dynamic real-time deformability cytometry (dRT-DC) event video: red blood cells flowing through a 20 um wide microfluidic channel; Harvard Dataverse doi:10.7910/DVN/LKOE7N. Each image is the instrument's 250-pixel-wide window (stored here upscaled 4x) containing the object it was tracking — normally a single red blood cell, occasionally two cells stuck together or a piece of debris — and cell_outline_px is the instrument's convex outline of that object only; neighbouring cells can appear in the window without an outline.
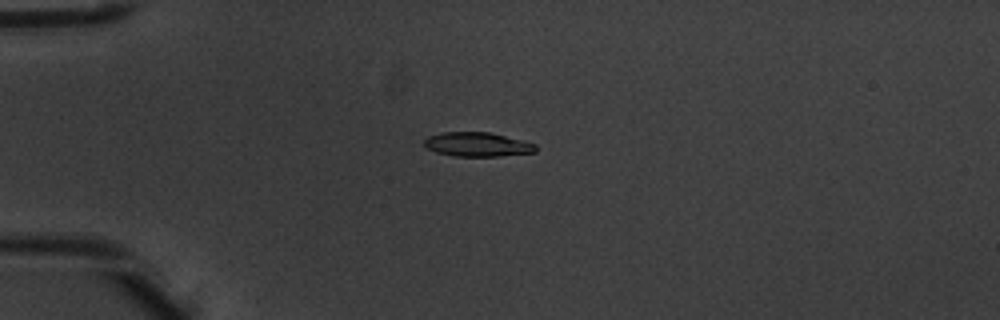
{"species": "common noctule bat (a hibernating species)", "species_latin": "Nyctalus noctula", "temperature_condition": "warm", "stored_images_in_passage": 7, "camera_frame_rate_fps": 3000, "um_per_image_px": 0.085, "animal": {"sex": "male", "body_mass_g": 20.1, "forearm_length_mm": 53.5}, "frame": {"image": 1, "passage_image": 2, "time_ms": 0.333, "image_size_px": [1000, 320], "cell_outline_px": [[536, 152], [500, 156], [456, 156], [436, 152], [424, 148], [424, 140], [428, 136], [444, 132], [488, 132], [524, 140], [536, 144]], "centroid_in_image_um": [40.57, 12.27], "position_along_channel_um": 44.4, "area_um2": 15.78}}
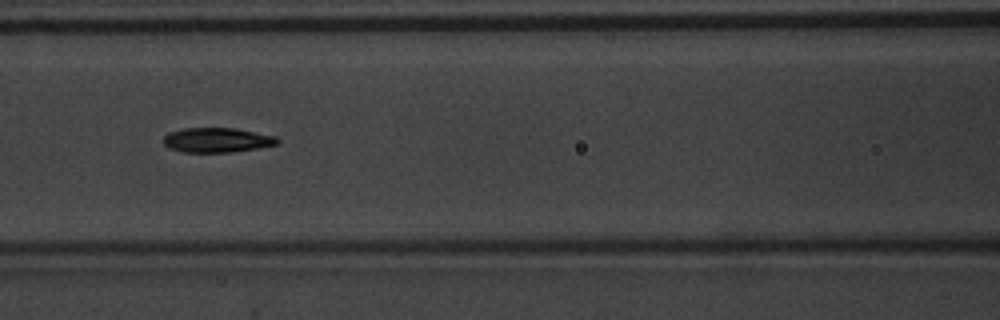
{"frame": {"image": 2, "passage_image": 5, "time_ms": 1.333, "image_size_px": [1000, 320], "cell_outline_px": [[280, 140], [276, 144], [256, 148], [232, 152], [180, 152], [168, 148], [164, 144], [164, 136], [168, 132], [184, 128], [236, 128], [276, 136]], "centroid_in_image_um": [18.41, 11.9], "position_along_channel_um": 148.2, "area_um2": 16.42}}
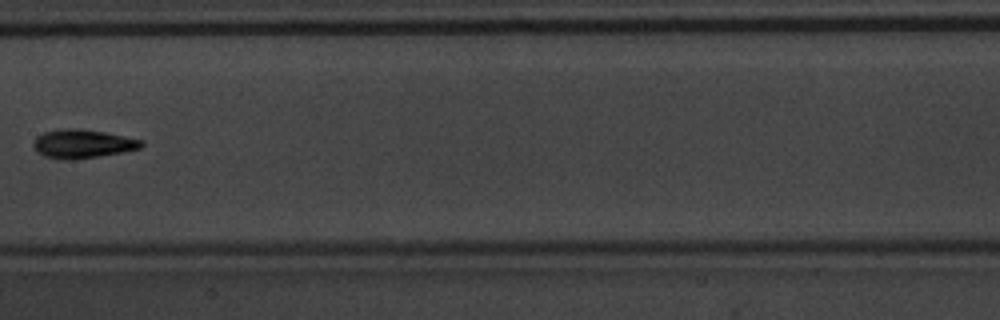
{"frame": {"image": 3, "passage_image": 6, "time_ms": 1.667, "image_size_px": [1000, 320], "cell_outline_px": [[144, 144], [140, 148], [124, 152], [100, 156], [72, 160], [64, 160], [44, 156], [36, 152], [32, 148], [32, 144], [36, 136], [44, 132], [64, 128], [80, 128], [104, 132], [144, 140]], "centroid_in_image_um": [6.99, 12.22], "position_along_channel_um": 200.4, "area_um2": 18.32}}